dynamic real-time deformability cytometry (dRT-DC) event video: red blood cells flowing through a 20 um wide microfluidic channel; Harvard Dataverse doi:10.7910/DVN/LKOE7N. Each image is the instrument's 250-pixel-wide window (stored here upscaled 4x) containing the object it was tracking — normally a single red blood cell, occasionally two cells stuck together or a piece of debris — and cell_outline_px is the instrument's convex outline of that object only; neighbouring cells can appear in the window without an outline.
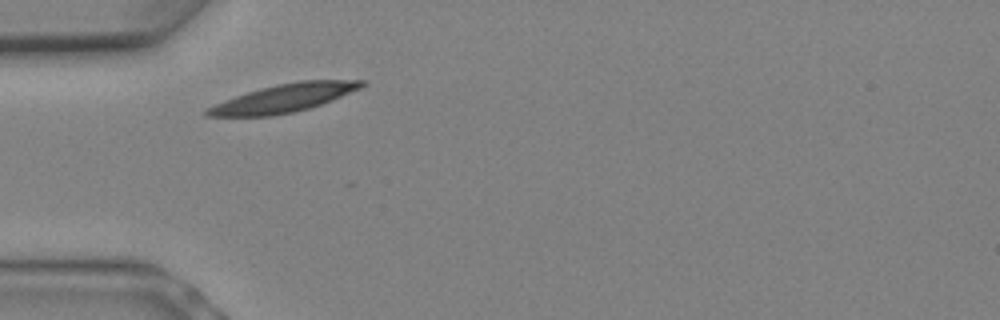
{"species": "Egyptian fruit bat (a non-hibernating species)", "species_latin": "Rousettus aegyptiacus", "temperature_condition": "warm", "stored_images_in_passage": 5, "camera_frame_rate_fps": 3000, "um_per_image_px": 0.085, "animal": {"sex": "female"}, "frame": {"image": 1, "passage_image": 1, "time_ms": 0.0, "image_size_px": [1000, 320], "cell_outline_px": [[368, 84], [360, 88], [320, 104], [308, 108], [292, 112], [268, 116], [204, 116], [200, 112], [224, 100], [260, 88], [276, 84], [300, 80], [368, 80]], "centroid_in_image_um": [24.11, 8.33], "position_along_channel_um": 60.9, "area_um2": 25.03}}
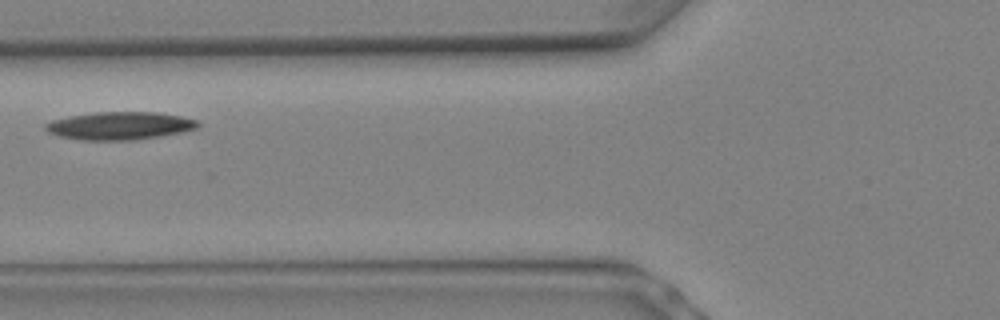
{"frame": {"image": 2, "passage_image": 3, "time_ms": 0.667, "image_size_px": [1000, 320], "cell_outline_px": [[200, 124], [196, 128], [180, 132], [160, 136], [132, 140], [80, 140], [60, 136], [48, 132], [44, 128], [44, 124], [52, 120], [68, 116], [96, 112], [156, 112], [180, 116], [200, 120]], "centroid_in_image_um": [10.16, 10.68], "position_along_channel_um": 115.6, "area_um2": 24.74}}